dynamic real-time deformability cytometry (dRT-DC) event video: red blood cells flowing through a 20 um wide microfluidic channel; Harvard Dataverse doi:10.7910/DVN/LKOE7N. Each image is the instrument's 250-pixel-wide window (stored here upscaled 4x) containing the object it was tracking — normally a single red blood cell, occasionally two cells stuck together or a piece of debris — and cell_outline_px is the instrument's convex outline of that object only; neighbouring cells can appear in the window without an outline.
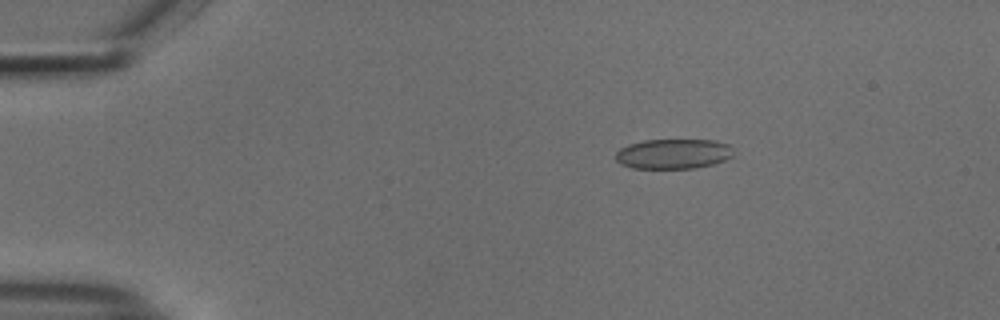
{"species": "common noctule bat (a hibernating species)", "species_latin": "Nyctalus noctula", "temperature_condition": "cold", "stored_images_in_passage": 53, "camera_frame_rate_fps": 3000, "um_per_image_px": 0.085, "animal": {"sex": "male", "body_mass_g": 18.8}, "frame": {"image": 1, "passage_image": 9, "time_ms": 2.667, "image_size_px": [1000, 320], "cell_outline_px": [[736, 156], [712, 164], [696, 168], [632, 168], [620, 164], [616, 160], [616, 152], [620, 148], [628, 144], [644, 140], [716, 140], [732, 144], [736, 148]], "centroid_in_image_um": [57.32, 13.06], "position_along_channel_um": 27.7, "area_um2": 21.04}}
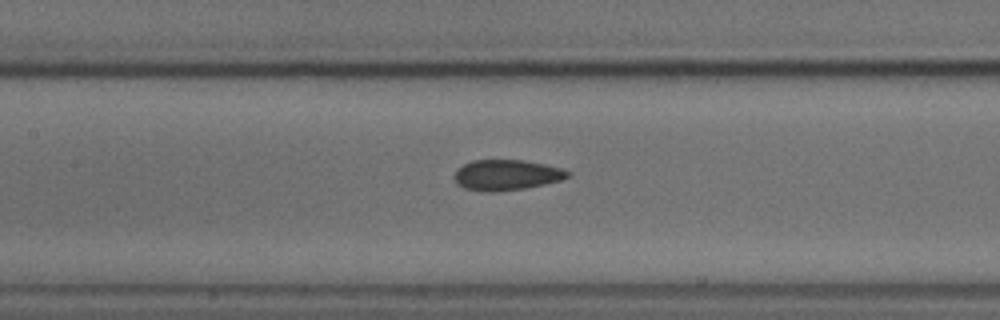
{"frame": {"image": 2, "passage_image": 25, "time_ms": 8.0, "image_size_px": [1000, 320], "cell_outline_px": [[572, 176], [560, 180], [544, 184], [524, 188], [492, 192], [488, 192], [464, 188], [456, 184], [452, 176], [456, 168], [472, 160], [524, 160], [564, 168], [572, 172]], "centroid_in_image_um": [43.04, 14.86], "position_along_channel_um": 164.4, "area_um2": 20.46}}
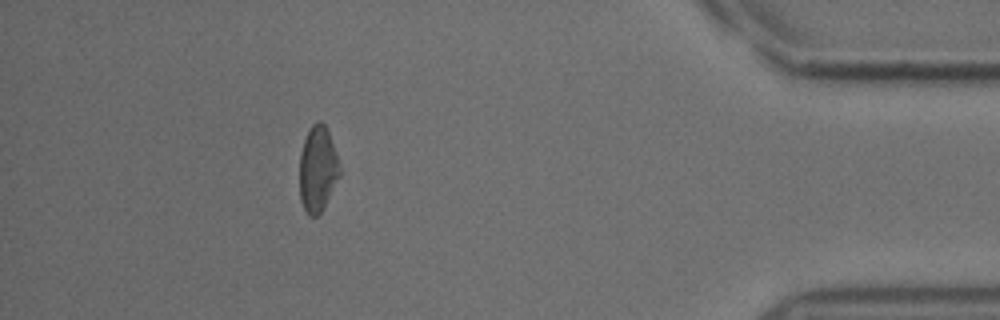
{"frame": {"image": 3, "passage_image": 48, "time_ms": 15.667, "image_size_px": [1000, 320], "cell_outline_px": [[340, 176], [320, 212], [316, 216], [308, 216], [300, 200], [300, 152], [304, 140], [312, 124], [316, 120], [320, 120], [324, 124], [328, 132], [340, 164]], "centroid_in_image_um": [27.0, 14.35], "position_along_channel_um": 408.2, "area_um2": 19.83}, "authors_computed_cell_mechanics": {"area_um2": 20.519, "velocity_mm_per_s": 3.7871, "shape_relaxation_time_tau1_ms": 8.2425, "shape_relaxation_time_tau2_ms": 2.354, "deformation_change_tau1": 0.144, "deformation_change_tau2": 0.0673}}